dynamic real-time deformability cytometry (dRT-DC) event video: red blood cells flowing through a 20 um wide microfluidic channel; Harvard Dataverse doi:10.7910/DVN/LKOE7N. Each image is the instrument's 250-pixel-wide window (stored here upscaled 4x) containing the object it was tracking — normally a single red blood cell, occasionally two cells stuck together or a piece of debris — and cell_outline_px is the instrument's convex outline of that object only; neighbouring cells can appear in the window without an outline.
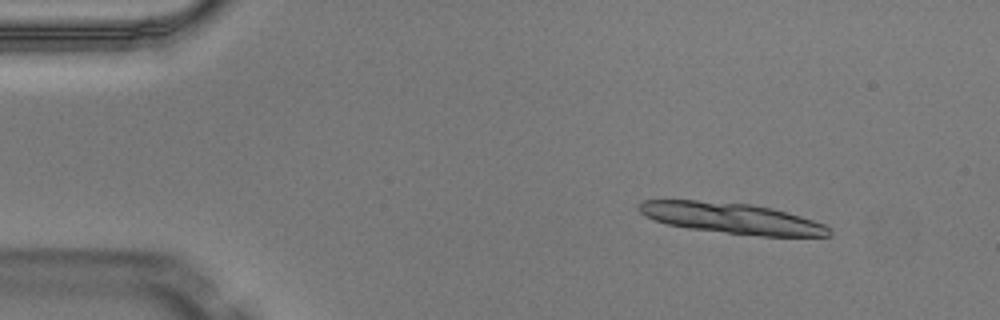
{"species": "Egyptian fruit bat (a non-hibernating species)", "species_latin": "Rousettus aegyptiacus", "temperature_condition": "warm", "stored_images_in_passage": 3, "camera_frame_rate_fps": 3000, "um_per_image_px": 0.085, "animal": {"sex": "male"}, "frame": {"image": 1, "passage_image": 1, "time_ms": 0.0, "image_size_px": [1000, 320], "cell_outline_px": [[832, 236], [764, 236], [688, 228], [668, 224], [656, 220], [640, 212], [636, 208], [644, 200], [696, 200], [752, 204], [772, 208], [788, 212], [824, 224], [832, 228]], "centroid_in_image_um": [62.25, 18.54], "position_along_channel_um": 22.8, "area_um2": 33.81}}